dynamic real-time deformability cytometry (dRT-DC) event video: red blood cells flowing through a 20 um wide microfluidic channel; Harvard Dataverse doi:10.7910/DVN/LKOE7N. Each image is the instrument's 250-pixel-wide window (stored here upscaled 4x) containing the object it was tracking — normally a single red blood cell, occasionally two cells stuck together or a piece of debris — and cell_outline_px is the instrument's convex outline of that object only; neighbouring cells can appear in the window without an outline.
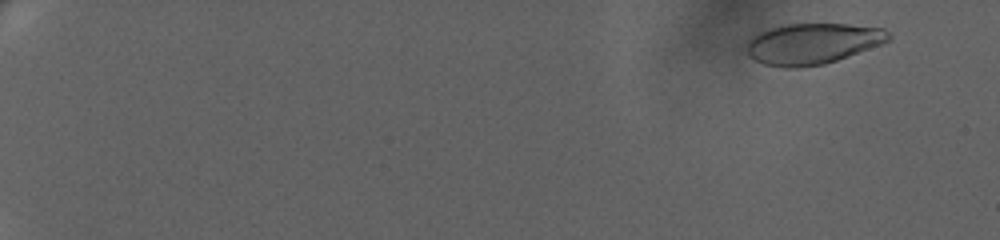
{"species": "human", "species_latin": "Homo sapiens", "temperature_condition": "warm", "stored_images_in_passage": 69, "camera_frame_rate_fps": 3000, "um_per_image_px": 0.085, "donor": {"sex": "female"}, "frame": {"image": 1, "passage_image": 7, "time_ms": 2.0, "image_size_px": [1000, 240], "cell_outline_px": [[888, 36], [884, 40], [876, 44], [836, 60], [820, 64], [768, 64], [756, 60], [752, 56], [748, 48], [752, 40], [756, 36], [764, 32], [776, 28], [792, 24], [844, 24], [880, 28]], "centroid_in_image_um": [69.09, 3.66], "position_along_channel_um": 15.9, "area_um2": 30.75}}
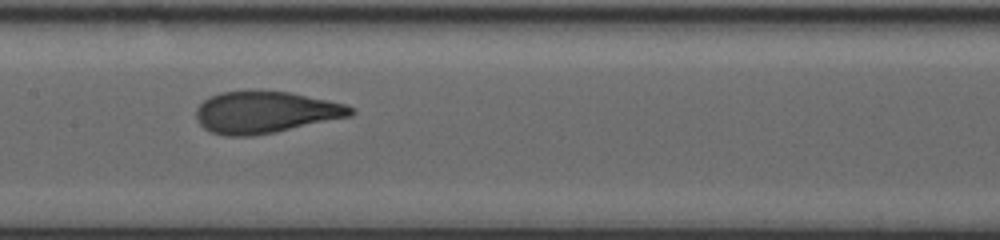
{"frame": {"image": 2, "passage_image": 41, "time_ms": 13.333, "image_size_px": [1000, 240], "cell_outline_px": [[352, 112], [348, 116], [272, 132], [212, 132], [204, 128], [200, 124], [196, 116], [196, 112], [200, 104], [204, 100], [212, 96], [224, 92], [284, 92], [344, 104], [352, 108]], "centroid_in_image_um": [22.54, 9.5], "position_along_channel_um": 184.9, "area_um2": 34.85}}
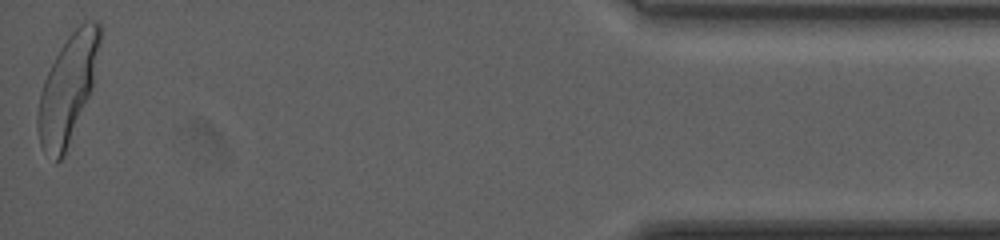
{"frame": {"image": 3, "passage_image": 69, "time_ms": 22.667, "image_size_px": [1000, 240], "cell_outline_px": [[100, 36], [92, 84], [64, 152], [60, 160], [56, 160], [40, 116], [40, 96], [48, 72], [56, 56], [64, 44], [80, 28], [96, 24], [100, 24]], "centroid_in_image_um": [5.84, 7.36], "position_along_channel_um": 429.4, "area_um2": 33.12}, "authors_computed_cell_mechanics": {"area_um2": 34.7378, "velocity_mm_per_s": 3.3038, "shape_relaxation_time_tau1_ms": 4.8909, "shape_relaxation_time_tau2_ms": null, "deformation_change_tau1": 0.2063, "deformation_change_tau2": null}}